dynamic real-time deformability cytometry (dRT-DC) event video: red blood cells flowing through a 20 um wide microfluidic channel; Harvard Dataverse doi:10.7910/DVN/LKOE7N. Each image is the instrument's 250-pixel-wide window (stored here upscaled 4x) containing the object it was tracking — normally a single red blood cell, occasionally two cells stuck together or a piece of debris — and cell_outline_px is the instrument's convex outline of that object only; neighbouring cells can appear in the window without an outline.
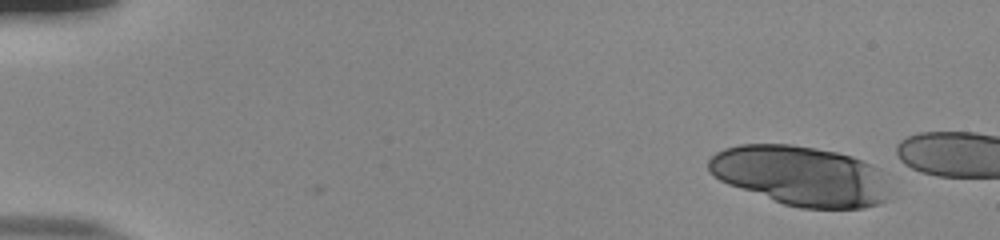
{"species": "human", "species_latin": "Homo sapiens", "temperature_condition": "room temperature", "stored_images_in_passage": 10, "camera_frame_rate_fps": 3000, "um_per_image_px": 0.085, "donor": {"sex": "male"}, "frame": {"image": 1, "passage_image": 1, "time_ms": 0.0, "image_size_px": [1000, 240], "cell_outline_px": [[888, 200], [880, 204], [864, 208], [800, 208], [784, 204], [728, 184], [720, 180], [708, 172], [708, 160], [716, 152], [724, 148], [740, 144], [792, 144], [816, 148], [836, 152], [852, 156], [872, 164], [880, 168]], "centroid_in_image_um": [68.03, 14.93], "position_along_channel_um": 17.0, "area_um2": 62.94}}